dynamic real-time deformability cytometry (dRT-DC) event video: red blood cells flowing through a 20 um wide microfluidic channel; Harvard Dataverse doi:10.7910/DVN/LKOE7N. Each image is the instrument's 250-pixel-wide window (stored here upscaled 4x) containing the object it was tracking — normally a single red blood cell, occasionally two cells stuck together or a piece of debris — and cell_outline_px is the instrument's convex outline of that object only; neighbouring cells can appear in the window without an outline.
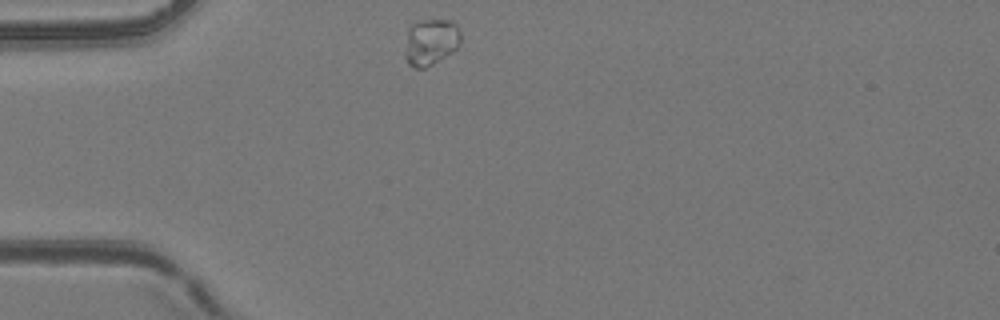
{"species": "common noctule bat (a hibernating species)", "species_latin": "Nyctalus noctula", "temperature_condition": "room temperature", "stored_images_in_passage": 41, "camera_frame_rate_fps": 3000, "um_per_image_px": 0.085, "animal": {"sex": "female", "body_mass_g": 24.6, "forearm_length_mm": 56.2}, "frame": {"image": 1, "passage_image": 1, "time_ms": 0.0, "image_size_px": [1000, 320], "cell_outline_px": [[460, 44], [452, 52], [432, 64], [424, 68], [412, 68], [408, 64], [404, 56], [404, 52], [408, 28], [416, 20], [452, 20], [456, 24], [460, 32]], "centroid_in_image_um": [36.58, 3.56], "position_along_channel_um": 48.4, "area_um2": 15.32}}
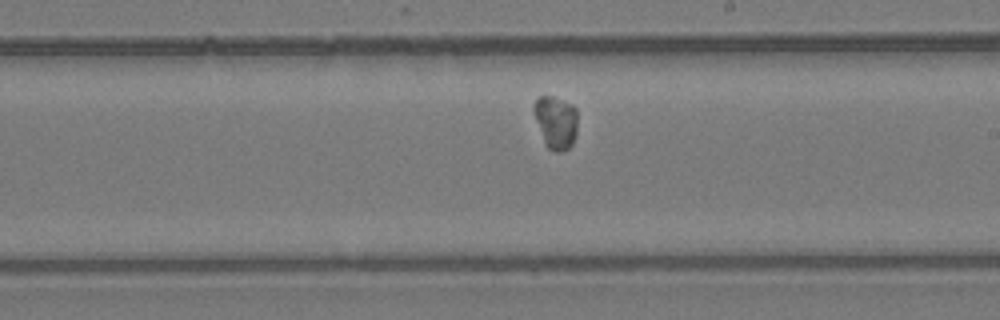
{"frame": {"image": 2, "passage_image": 18, "time_ms": 5.667, "image_size_px": [1000, 320], "cell_outline_px": [[576, 132], [572, 144], [568, 148], [560, 152], [556, 152], [548, 148], [544, 144], [532, 108], [536, 100], [540, 96], [552, 96], [572, 104], [576, 108]], "centroid_in_image_um": [47.23, 10.39], "position_along_channel_um": 241.8, "area_um2": 13.41}}
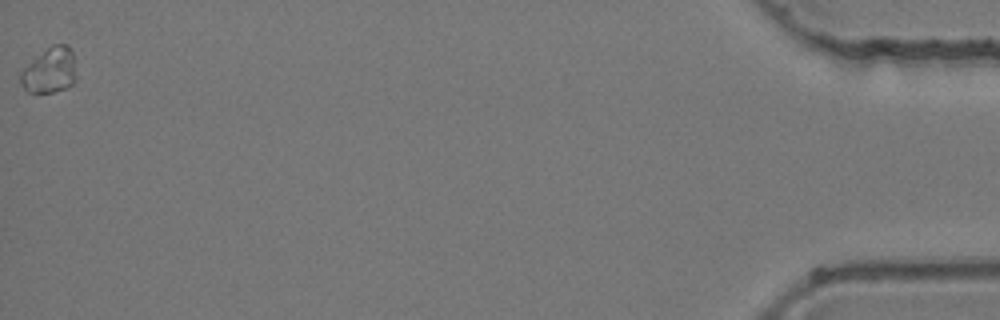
{"frame": {"image": 3, "passage_image": 41, "time_ms": 13.333, "image_size_px": [1000, 320], "cell_outline_px": [[76, 80], [68, 88], [52, 92], [28, 92], [24, 88], [20, 80], [20, 72], [32, 60], [52, 44], [68, 44], [72, 52], [76, 76]], "centroid_in_image_um": [4.25, 5.99], "position_along_channel_um": 431.0, "area_um2": 14.68}}